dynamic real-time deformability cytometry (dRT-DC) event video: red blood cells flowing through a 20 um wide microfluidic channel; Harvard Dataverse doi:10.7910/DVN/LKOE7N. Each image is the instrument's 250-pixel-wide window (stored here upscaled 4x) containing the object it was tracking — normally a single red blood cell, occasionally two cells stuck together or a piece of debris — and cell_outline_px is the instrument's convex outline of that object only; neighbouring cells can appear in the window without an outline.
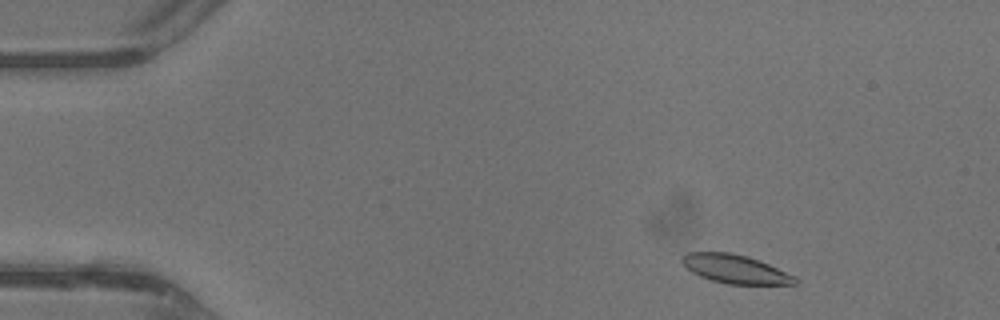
{"species": "common noctule bat (a hibernating species)", "species_latin": "Nyctalus noctula", "temperature_condition": "warm", "stored_images_in_passage": 41, "camera_frame_rate_fps": 3000, "um_per_image_px": 0.085, "animal": {"sex": "male", "body_mass_g": 13.3}, "frame": {"image": 1, "passage_image": 3, "time_ms": 0.667, "image_size_px": [1000, 320], "cell_outline_px": [[796, 284], [728, 284], [712, 280], [700, 276], [692, 272], [680, 260], [680, 256], [688, 252], [732, 252], [748, 256], [768, 264], [796, 276]], "centroid_in_image_um": [62.47, 22.85], "position_along_channel_um": 22.5, "area_um2": 18.79}}
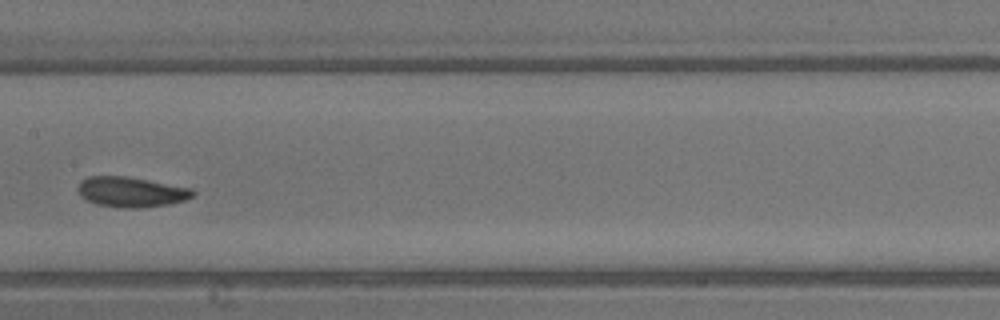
{"frame": {"image": 2, "passage_image": 20, "time_ms": 6.333, "image_size_px": [1000, 320], "cell_outline_px": [[196, 192], [192, 196], [184, 200], [168, 204], [140, 208], [124, 208], [96, 204], [80, 196], [76, 188], [80, 180], [88, 176], [124, 176], [192, 188]], "centroid_in_image_um": [11.1, 16.31], "position_along_channel_um": 196.3, "area_um2": 20.17}}
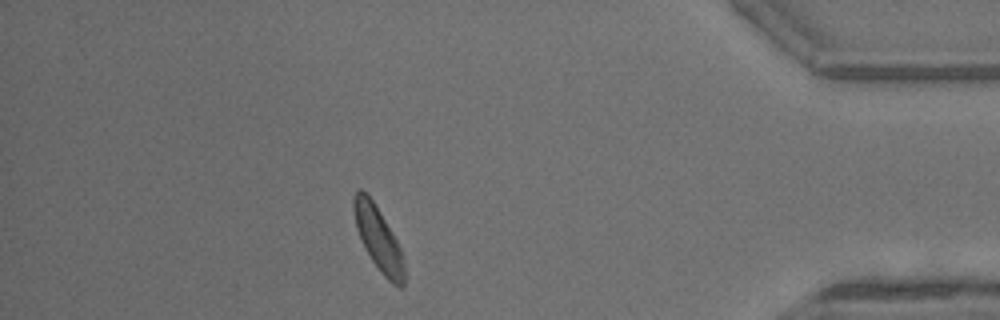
{"frame": {"image": 3, "passage_image": 36, "time_ms": 11.667, "image_size_px": [1000, 320], "cell_outline_px": [[404, 284], [400, 288], [392, 284], [384, 276], [372, 260], [356, 228], [352, 204], [352, 200], [356, 192], [360, 188], [372, 200], [396, 240], [404, 256]], "centroid_in_image_um": [32.17, 20.32], "position_along_channel_um": 403.0, "area_um2": 18.21}, "authors_computed_cell_mechanics": {"area_um2": 19.4208, "velocity_mm_per_s": 4.7022, "shape_relaxation_time_tau1_ms": 1.5936, "shape_relaxation_time_tau2_ms": 3.0909, "deformation_change_tau1": 0.0962, "deformation_change_tau2": 0.1114}}